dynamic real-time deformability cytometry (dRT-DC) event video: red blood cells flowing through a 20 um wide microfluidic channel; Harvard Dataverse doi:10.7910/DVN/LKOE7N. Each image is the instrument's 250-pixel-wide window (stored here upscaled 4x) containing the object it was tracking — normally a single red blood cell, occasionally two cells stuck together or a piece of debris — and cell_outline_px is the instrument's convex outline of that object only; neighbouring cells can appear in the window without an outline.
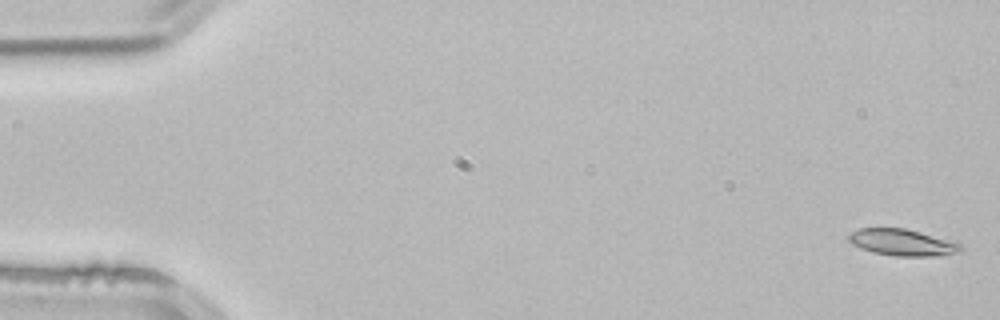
{"species": "common noctule bat (a hibernating species)", "species_latin": "Nyctalus noctula", "temperature_condition": "room temperature", "stored_images_in_passage": 52, "camera_frame_rate_fps": 3000, "um_per_image_px": 0.085, "animal": {"sex": "male", "body_mass_g": 21.5, "forearm_length_mm": 52.0}, "frame": {"image": 1, "passage_image": 1, "time_ms": 0.0, "image_size_px": [1000, 320], "cell_outline_px": [[964, 248], [960, 252], [940, 256], [896, 256], [872, 252], [860, 248], [852, 244], [848, 240], [848, 236], [852, 232], [860, 228], [904, 228], [956, 240]], "centroid_in_image_um": [76.77, 20.61], "position_along_channel_um": 8.2, "area_um2": 17.69}}
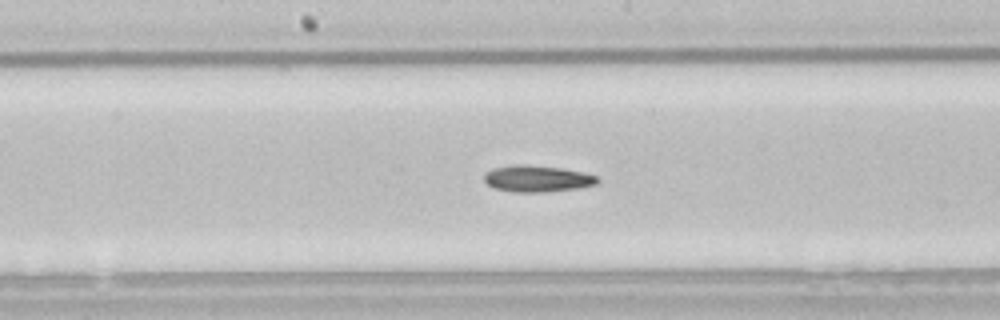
{"frame": {"image": 2, "passage_image": 27, "time_ms": 8.667, "image_size_px": [1000, 320], "cell_outline_px": [[600, 180], [596, 184], [580, 188], [544, 192], [516, 192], [496, 188], [488, 184], [484, 180], [484, 172], [492, 168], [516, 164], [524, 164], [560, 168], [584, 172], [596, 176]], "centroid_in_image_um": [45.66, 15.18], "position_along_channel_um": 202.5, "area_um2": 17.51}}
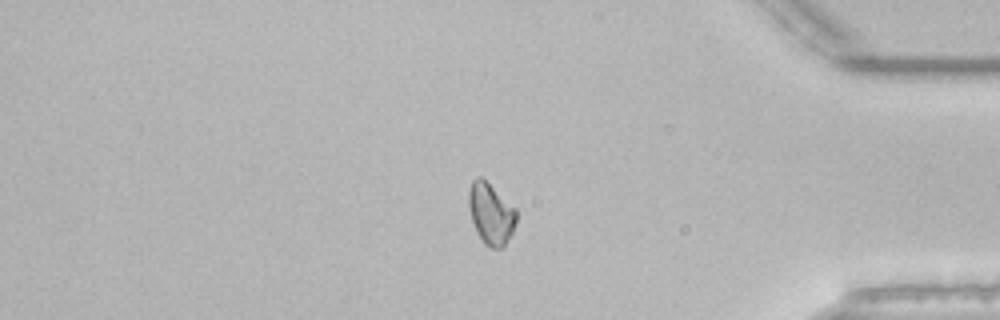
{"frame": {"image": 3, "passage_image": 44, "time_ms": 14.333, "image_size_px": [1000, 320], "cell_outline_px": [[516, 220], [512, 232], [504, 244], [500, 248], [492, 248], [484, 244], [476, 232], [472, 220], [468, 204], [468, 192], [472, 180], [476, 176], [480, 176], [516, 208]], "centroid_in_image_um": [41.7, 18.15], "position_along_channel_um": 393.5, "area_um2": 16.82}, "authors_computed_cell_mechanics": {"area_um2": 17.2822, "velocity_mm_per_s": 3.8658, "shape_relaxation_time_tau1_ms": 5.2841, "shape_relaxation_time_tau2_ms": null, "deformation_change_tau1": 0.1195, "deformation_change_tau2": null}}